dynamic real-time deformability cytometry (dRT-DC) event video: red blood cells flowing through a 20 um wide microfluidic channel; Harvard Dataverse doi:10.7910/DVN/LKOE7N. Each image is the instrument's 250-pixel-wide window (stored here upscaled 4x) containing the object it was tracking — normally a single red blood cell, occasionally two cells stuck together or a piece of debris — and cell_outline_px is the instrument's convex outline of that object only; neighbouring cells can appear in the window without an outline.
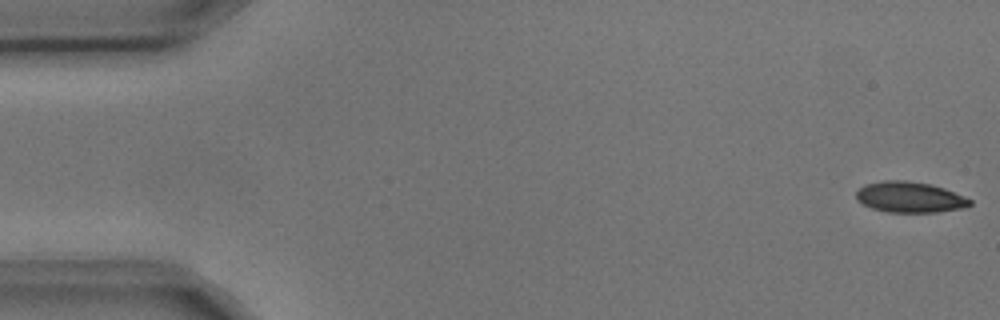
{"species": "common noctule bat (a hibernating species)", "species_latin": "Nyctalus noctula", "temperature_condition": "cold", "stored_images_in_passage": 4, "camera_frame_rate_fps": 3000, "um_per_image_px": 0.085, "animal": {"sex": "male", "body_mass_g": 17.9, "forearm_length_mm": 54.2}, "frame": {"image": 1, "passage_image": 1, "time_ms": 0.0, "image_size_px": [1000, 320], "cell_outline_px": [[972, 204], [968, 208], [936, 212], [888, 212], [872, 208], [856, 200], [856, 192], [864, 184], [884, 180], [904, 180], [928, 184], [944, 188], [964, 196], [972, 200]], "centroid_in_image_um": [77.35, 16.76], "position_along_channel_um": 7.6, "area_um2": 20.46}}